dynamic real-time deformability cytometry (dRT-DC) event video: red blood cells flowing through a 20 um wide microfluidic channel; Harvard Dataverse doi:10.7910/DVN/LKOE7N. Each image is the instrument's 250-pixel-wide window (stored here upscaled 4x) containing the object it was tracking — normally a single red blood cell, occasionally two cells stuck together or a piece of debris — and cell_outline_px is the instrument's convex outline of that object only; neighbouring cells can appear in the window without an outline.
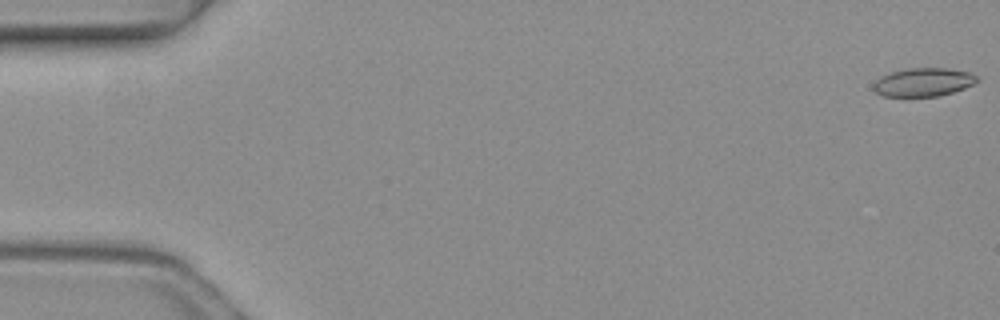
{"species": "common noctule bat (a hibernating species)", "species_latin": "Nyctalus noctula", "temperature_condition": "warm", "stored_images_in_passage": 4, "camera_frame_rate_fps": 3000, "um_per_image_px": 0.085, "animal": {"sex": "female", "body_mass_g": 19.3, "forearm_length_mm": 54.1}, "frame": {"image": 1, "passage_image": 1, "time_ms": 0.0, "image_size_px": [1000, 320], "cell_outline_px": [[980, 80], [964, 88], [940, 96], [884, 96], [876, 92], [872, 88], [872, 84], [880, 76], [892, 72], [912, 68], [944, 68], [968, 72], [976, 76]], "centroid_in_image_um": [78.46, 6.99], "position_along_channel_um": 6.5, "area_um2": 16.99}}